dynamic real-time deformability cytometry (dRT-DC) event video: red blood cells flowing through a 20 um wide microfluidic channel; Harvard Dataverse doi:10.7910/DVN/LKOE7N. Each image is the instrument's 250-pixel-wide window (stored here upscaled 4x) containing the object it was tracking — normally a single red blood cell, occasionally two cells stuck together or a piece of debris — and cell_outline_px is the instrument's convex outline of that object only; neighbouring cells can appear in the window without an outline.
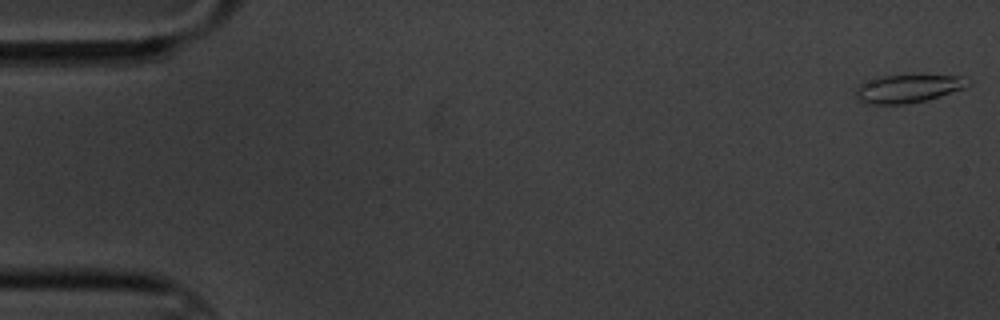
{"species": "common noctule bat (a hibernating species)", "species_latin": "Nyctalus noctula", "temperature_condition": "cold", "stored_images_in_passage": 5, "segment_of_instrument_passage": [2, 2], "camera_frame_rate_fps": 3000, "um_per_image_px": 0.085, "animal": {"sex": "male", "body_mass_g": 20.1, "forearm_length_mm": 53.5}, "frame": {"image": 1, "passage_image": 5, "time_ms": 4.667, "image_size_px": [1000, 320], "cell_outline_px": [[972, 84], [964, 88], [940, 96], [924, 100], [904, 104], [868, 104], [856, 100], [856, 84], [876, 76], [920, 72], [960, 76], [972, 80]], "centroid_in_image_um": [77.18, 7.46], "position_along_channel_um": 7.8, "area_um2": 19.65}}